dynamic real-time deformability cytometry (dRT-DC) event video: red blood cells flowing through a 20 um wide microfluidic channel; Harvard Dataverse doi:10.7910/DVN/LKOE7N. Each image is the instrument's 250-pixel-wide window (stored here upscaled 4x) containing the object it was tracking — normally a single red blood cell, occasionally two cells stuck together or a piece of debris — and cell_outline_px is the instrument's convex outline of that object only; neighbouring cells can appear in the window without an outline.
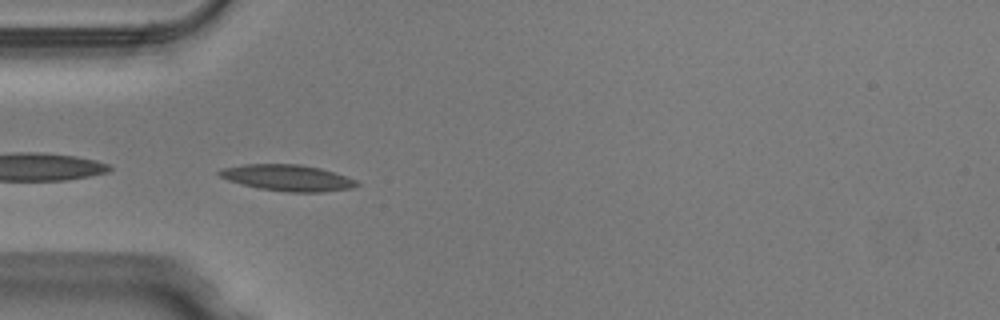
{"species": "Egyptian fruit bat (a non-hibernating species)", "species_latin": "Rousettus aegyptiacus", "temperature_condition": "warm", "stored_images_in_passage": 36, "camera_frame_rate_fps": 3000, "um_per_image_px": 0.085, "animal": {"sex": "male"}, "frame": {"image": 1, "passage_image": 1, "time_ms": 0.0, "image_size_px": [1000, 320], "cell_outline_px": [[360, 184], [352, 188], [320, 192], [288, 192], [260, 188], [228, 180], [220, 176], [216, 172], [224, 168], [244, 164], [300, 164], [320, 168], [356, 180]], "centroid_in_image_um": [24.44, 15.11], "position_along_channel_um": 60.6, "area_um2": 20.69}}
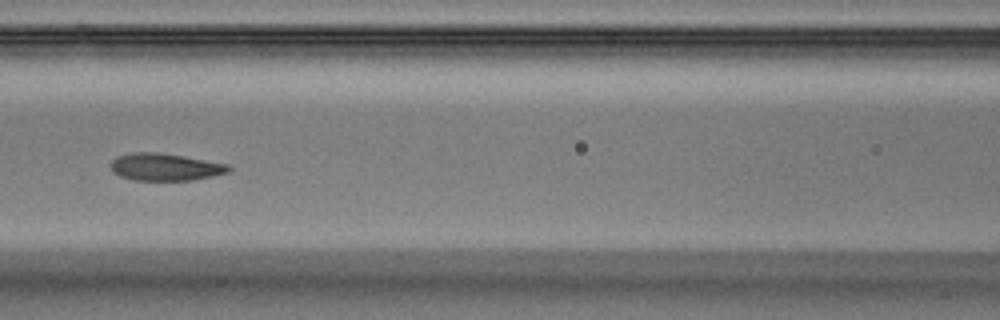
{"frame": {"image": 2, "passage_image": 8, "time_ms": 2.333, "image_size_px": [1000, 320], "cell_outline_px": [[232, 168], [228, 172], [212, 176], [192, 180], [132, 180], [120, 176], [112, 168], [112, 160], [116, 156], [132, 152], [156, 152], [184, 156], [228, 164]], "centroid_in_image_um": [14.05, 14.19], "position_along_channel_um": 152.5, "area_um2": 18.61}}
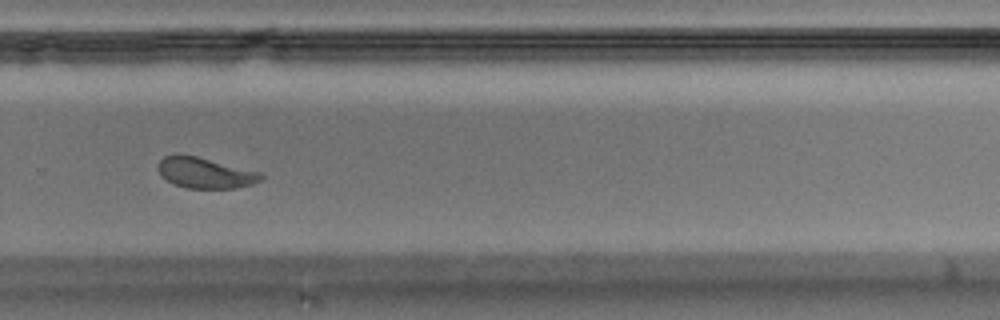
{"frame": {"image": 3, "passage_image": 20, "time_ms": 6.333, "image_size_px": [1000, 320], "cell_outline_px": [[264, 180], [252, 184], [236, 188], [188, 188], [176, 184], [160, 176], [156, 168], [160, 160], [164, 156], [176, 152], [196, 156], [260, 172], [264, 176]], "centroid_in_image_um": [17.41, 14.67], "position_along_channel_um": 312.4, "area_um2": 18.61}, "authors_computed_cell_mechanics": {"area_um2": 19.1896, "velocity_mm_per_s": 4.0116, "shape_relaxation_time_tau1_ms": 2.2763, "shape_relaxation_time_tau2_ms": 1.0805, "deformation_change_tau1": 0.127, "deformation_change_tau2": 0.074}}